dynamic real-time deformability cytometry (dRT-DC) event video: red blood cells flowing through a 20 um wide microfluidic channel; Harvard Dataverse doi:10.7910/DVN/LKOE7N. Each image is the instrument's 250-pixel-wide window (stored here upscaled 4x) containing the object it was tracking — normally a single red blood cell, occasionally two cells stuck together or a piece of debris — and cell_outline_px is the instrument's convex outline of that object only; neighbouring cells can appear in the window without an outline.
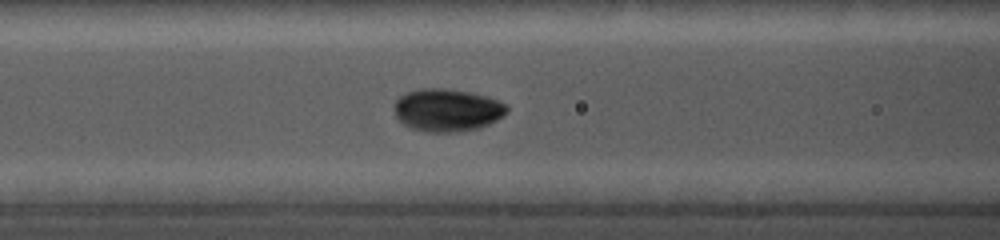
{"species": "common noctule bat (a hibernating species)", "species_latin": "Nyctalus noctula", "temperature_condition": "cold", "stored_images_in_passage": 27, "camera_frame_rate_fps": 5000, "um_per_image_px": 0.085, "animal": {"sex": "female", "body_mass_g": 19.0, "forearm_length_mm": 56.7}, "frame": {"image": 1, "passage_image": 13, "time_ms": 6.4, "image_size_px": [1000, 240], "cell_outline_px": [[508, 112], [496, 120], [480, 128], [456, 132], [428, 132], [408, 128], [396, 116], [396, 100], [400, 96], [408, 92], [424, 88], [444, 88], [468, 92], [484, 96], [496, 100], [504, 104], [508, 108]], "centroid_in_image_um": [38.0, 9.37], "position_along_channel_um": 128.6, "area_um2": 27.69}}
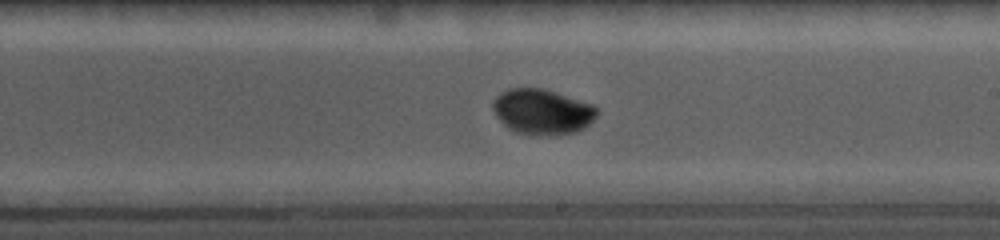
{"frame": {"image": 2, "passage_image": 19, "time_ms": 9.4, "image_size_px": [1000, 240], "cell_outline_px": [[600, 112], [584, 128], [576, 132], [556, 136], [532, 136], [516, 132], [508, 128], [496, 116], [492, 108], [492, 100], [500, 92], [512, 88], [544, 88], [592, 104]], "centroid_in_image_um": [46.08, 9.51], "position_along_channel_um": 242.9, "area_um2": 27.92}}
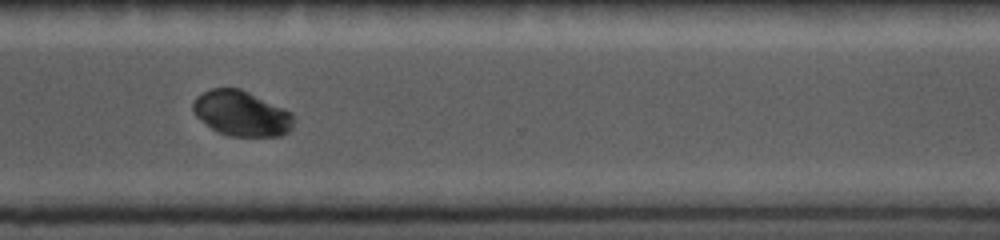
{"frame": {"image": 3, "passage_image": 25, "time_ms": 12.2, "image_size_px": [1000, 240], "cell_outline_px": [[296, 120], [292, 128], [288, 132], [280, 136], [228, 136], [212, 128], [196, 116], [192, 108], [192, 100], [196, 96], [212, 88], [240, 88], [284, 108], [292, 112]], "centroid_in_image_um": [20.55, 9.64], "position_along_channel_um": 350.0, "area_um2": 26.65}}